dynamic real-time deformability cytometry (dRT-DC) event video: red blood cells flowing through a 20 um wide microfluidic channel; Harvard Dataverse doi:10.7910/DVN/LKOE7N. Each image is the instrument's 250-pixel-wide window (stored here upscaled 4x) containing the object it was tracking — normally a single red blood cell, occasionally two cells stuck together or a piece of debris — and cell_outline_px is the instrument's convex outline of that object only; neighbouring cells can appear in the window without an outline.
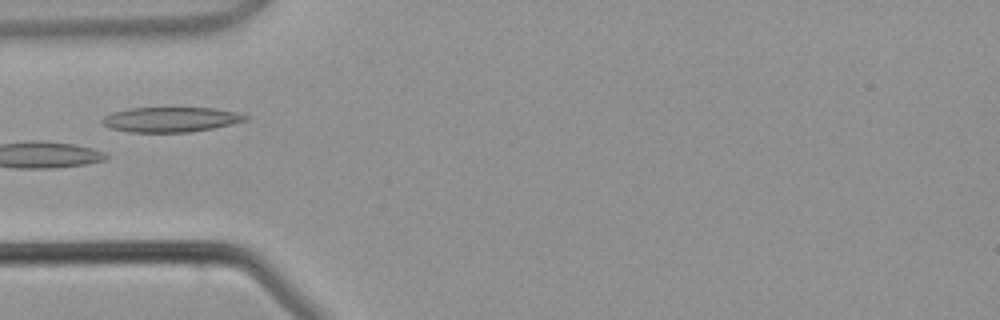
{"species": "common noctule bat (a hibernating species)", "species_latin": "Nyctalus noctula", "temperature_condition": "warm", "stored_images_in_passage": 4, "camera_frame_rate_fps": 3000, "um_per_image_px": 0.085, "animal": {"sex": "male", "body_mass_g": 21.5, "forearm_length_mm": 52.0}, "frame": {"image": 1, "passage_image": 3, "time_ms": 2.333, "image_size_px": [1000, 320], "cell_outline_px": [[248, 116], [244, 120], [232, 124], [212, 128], [188, 132], [128, 132], [108, 128], [100, 124], [100, 120], [104, 116], [112, 112], [128, 108], [216, 108], [236, 112]], "centroid_in_image_um": [14.42, 10.16], "position_along_channel_um": 70.6, "area_um2": 20.87}}
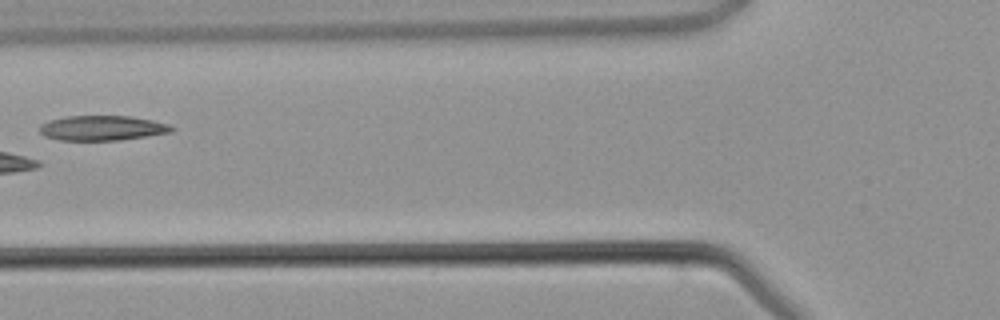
{"frame": {"image": 2, "passage_image": 4, "time_ms": 3.333, "image_size_px": [1000, 320], "cell_outline_px": [[176, 128], [172, 132], [120, 140], [60, 140], [44, 136], [40, 132], [40, 124], [48, 120], [64, 116], [128, 116], [152, 120], [168, 124]], "centroid_in_image_um": [8.67, 10.88], "position_along_channel_um": 117.1, "area_um2": 19.19}}